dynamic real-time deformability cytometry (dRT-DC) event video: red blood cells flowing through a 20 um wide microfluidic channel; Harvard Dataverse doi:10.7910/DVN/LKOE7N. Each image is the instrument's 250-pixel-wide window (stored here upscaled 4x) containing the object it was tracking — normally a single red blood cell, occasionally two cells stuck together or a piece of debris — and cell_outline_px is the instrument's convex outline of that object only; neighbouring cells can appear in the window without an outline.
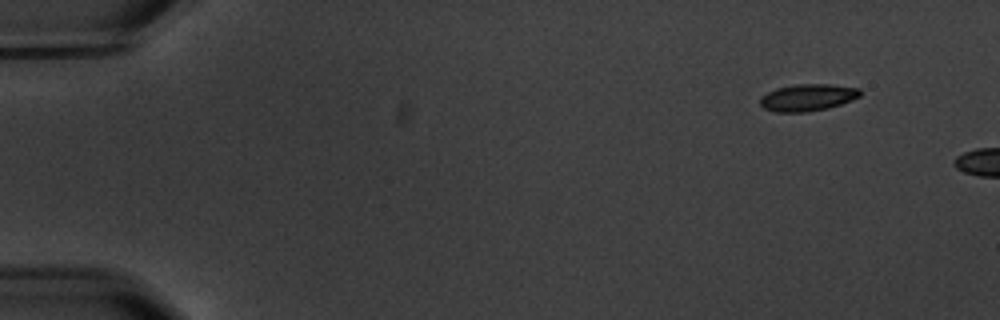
{"species": "common noctule bat (a hibernating species)", "species_latin": "Nyctalus noctula", "temperature_condition": "warm", "stored_images_in_passage": 3, "camera_frame_rate_fps": 3000, "um_per_image_px": 0.085, "animal": {"sex": "male", "body_mass_g": 20.1, "forearm_length_mm": 53.5}, "frame": {"image": 1, "passage_image": 2, "time_ms": 1.333, "image_size_px": [1000, 320], "cell_outline_px": [[860, 96], [852, 100], [828, 108], [808, 112], [776, 112], [764, 108], [760, 104], [760, 96], [776, 88], [796, 84], [832, 84], [860, 88]], "centroid_in_image_um": [68.65, 8.28], "position_along_channel_um": 16.4, "area_um2": 15.78}}